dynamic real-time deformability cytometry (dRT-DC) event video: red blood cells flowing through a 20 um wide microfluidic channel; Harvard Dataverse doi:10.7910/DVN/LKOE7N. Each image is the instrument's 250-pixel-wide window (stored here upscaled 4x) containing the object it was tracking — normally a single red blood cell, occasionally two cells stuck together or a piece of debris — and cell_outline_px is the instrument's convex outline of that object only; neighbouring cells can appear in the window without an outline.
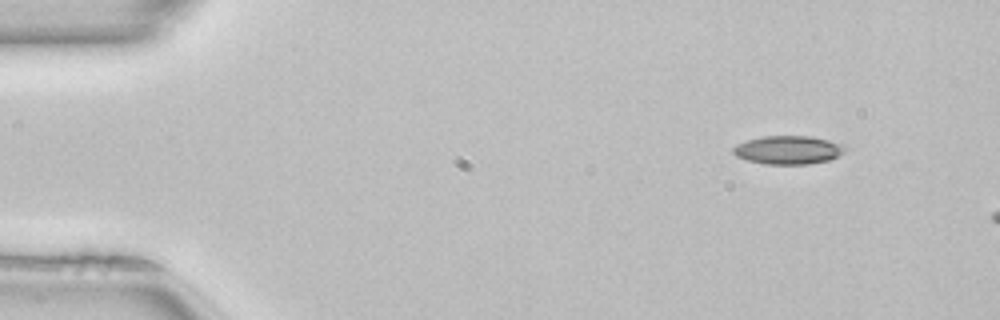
{"species": "common noctule bat (a hibernating species)", "species_latin": "Nyctalus noctula", "temperature_condition": "room temperature", "stored_images_in_passage": 7, "camera_frame_rate_fps": 3000, "um_per_image_px": 0.085, "animal": {"sex": "female", "body_mass_g": 22.7, "forearm_length_mm": 54.2}, "frame": {"image": 1, "passage_image": 1, "time_ms": 0.0, "image_size_px": [1000, 320], "cell_outline_px": [[848, 148], [844, 152], [828, 160], [808, 164], [764, 164], [748, 160], [736, 156], [732, 152], [732, 148], [736, 144], [748, 140], [764, 136], [808, 136], [828, 140], [844, 144]], "centroid_in_image_um": [67.0, 12.74], "position_along_channel_um": 18.0, "area_um2": 18.5}}